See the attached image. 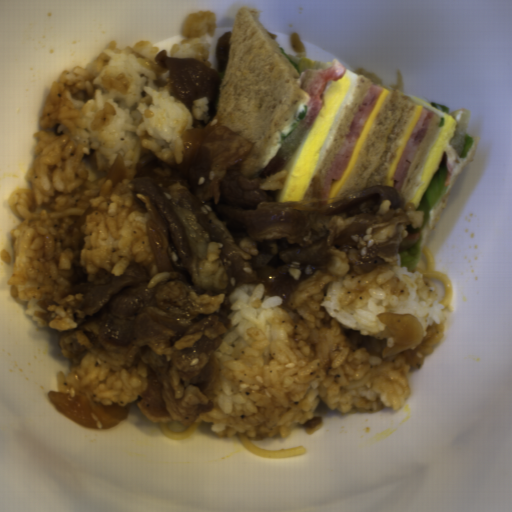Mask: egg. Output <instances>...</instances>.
<instances>
[{"label": "egg", "instance_id": "egg-1", "mask_svg": "<svg viewBox=\"0 0 512 512\" xmlns=\"http://www.w3.org/2000/svg\"><path fill=\"white\" fill-rule=\"evenodd\" d=\"M345 70L341 80L324 89L323 106L286 162L283 170L289 173L281 180L282 189L277 190L274 201L304 200L360 80L358 74Z\"/></svg>", "mask_w": 512, "mask_h": 512}, {"label": "egg", "instance_id": "egg-2", "mask_svg": "<svg viewBox=\"0 0 512 512\" xmlns=\"http://www.w3.org/2000/svg\"><path fill=\"white\" fill-rule=\"evenodd\" d=\"M410 98L416 101V111L412 120L396 150V153L380 183V185H388L393 188V178L395 176L398 161L415 129V126L424 109H430L440 119L439 128L435 136L434 142L417 174L412 185L410 186L404 200L409 202L414 210H417L450 143L455 132V120L443 111L439 110L432 104L414 96Z\"/></svg>", "mask_w": 512, "mask_h": 512}, {"label": "egg", "instance_id": "egg-3", "mask_svg": "<svg viewBox=\"0 0 512 512\" xmlns=\"http://www.w3.org/2000/svg\"><path fill=\"white\" fill-rule=\"evenodd\" d=\"M388 94H389V90H387L386 88H383V90L381 91V93H380V95H379L375 105L373 106V108H372V110H371V112H370V114H369V116H368V118H367V120H366V122H365V124L363 126V129H362V131L360 133V136H359V138H358V140L356 142V145H355V147H354V149L352 151V154H351V156L349 158V161H348V163H347V165L345 167V170H344L340 180L339 181H335L333 183V185H332V187H331V189H330V191H329V193H328L326 198H336L337 197V195H338V193H339L343 183L345 182V180H346V178H347L351 168L353 167V165H354V163H355V161H356V159H357V157H358V155H359V153H360V151H361V149H362V147H363V145H364V143H365V141H366V139H367V137H368L372 127H373V125H374V122H375V120H376V118H377V116H378V114H379V112H380V110H381V108H382V106H383V104H384Z\"/></svg>", "mask_w": 512, "mask_h": 512}, {"label": "egg", "instance_id": "egg-4", "mask_svg": "<svg viewBox=\"0 0 512 512\" xmlns=\"http://www.w3.org/2000/svg\"><path fill=\"white\" fill-rule=\"evenodd\" d=\"M288 57L294 61L295 63H297L299 65V68L300 70L299 71H310L311 67L313 66V64L315 62H313L312 60H310L309 58H299L297 56H294L292 54H287Z\"/></svg>", "mask_w": 512, "mask_h": 512}]
</instances>
